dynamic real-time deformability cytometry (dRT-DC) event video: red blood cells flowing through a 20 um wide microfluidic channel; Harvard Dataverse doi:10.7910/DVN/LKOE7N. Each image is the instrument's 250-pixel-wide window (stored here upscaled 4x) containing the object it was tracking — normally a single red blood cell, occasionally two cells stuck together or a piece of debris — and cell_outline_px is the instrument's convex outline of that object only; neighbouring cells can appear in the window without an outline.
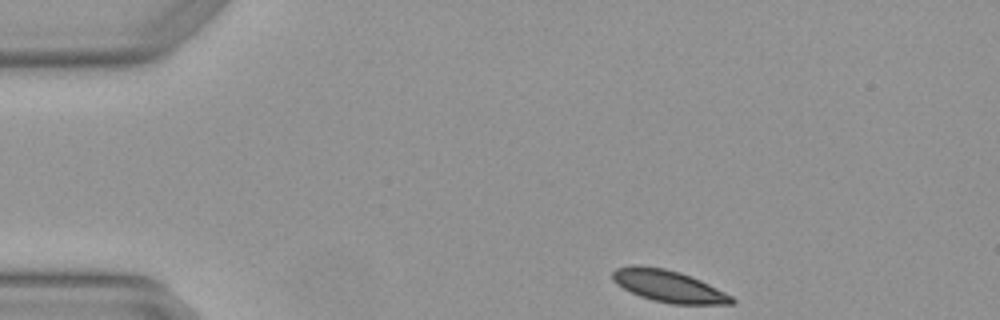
{"species": "Egyptian fruit bat (a non-hibernating species)", "species_latin": "Rousettus aegyptiacus", "temperature_condition": "warm", "stored_images_in_passage": 2, "camera_frame_rate_fps": 3000, "um_per_image_px": 0.085, "animal": {"sex": "female"}, "frame": {"image": 1, "passage_image": 1, "time_ms": 0.0, "image_size_px": [1000, 320], "cell_outline_px": [[736, 300], [732, 304], [672, 304], [652, 300], [640, 296], [616, 284], [612, 280], [612, 272], [616, 268], [632, 264], [640, 264], [664, 268], [680, 272], [692, 276], [732, 296]], "centroid_in_image_um": [56.79, 24.3], "position_along_channel_um": 28.2, "area_um2": 22.25}}